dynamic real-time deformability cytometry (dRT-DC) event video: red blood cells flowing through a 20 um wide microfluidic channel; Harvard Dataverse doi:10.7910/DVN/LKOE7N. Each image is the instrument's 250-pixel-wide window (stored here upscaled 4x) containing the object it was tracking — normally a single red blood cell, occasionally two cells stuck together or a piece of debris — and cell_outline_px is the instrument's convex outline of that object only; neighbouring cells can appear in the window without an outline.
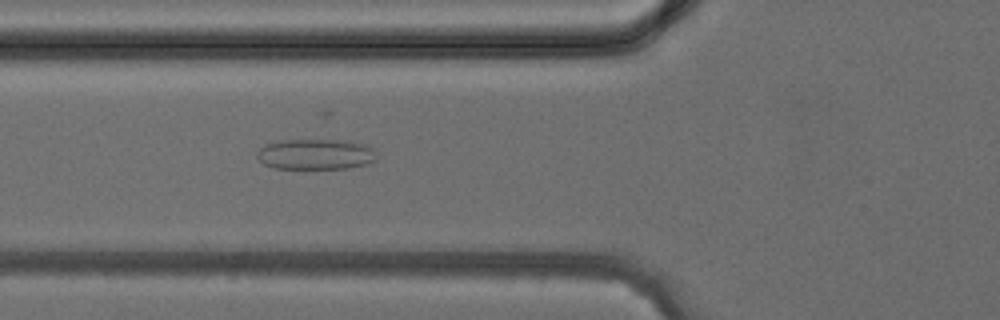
{"species": "common noctule bat (a hibernating species)", "species_latin": "Nyctalus noctula", "temperature_condition": "cold", "stored_images_in_passage": 27, "camera_frame_rate_fps": 3000, "um_per_image_px": 0.085, "animal": {"sex": "female", "body_mass_g": 24.6, "forearm_length_mm": 56.2}, "frame": {"image": 1, "passage_image": 8, "time_ms": 2.333, "image_size_px": [1000, 320], "cell_outline_px": [[376, 160], [368, 164], [348, 168], [272, 168], [264, 164], [256, 156], [256, 152], [264, 144], [280, 140], [344, 140], [364, 144], [372, 148]], "centroid_in_image_um": [26.79, 13.11], "position_along_channel_um": 99.0, "area_um2": 21.33}}
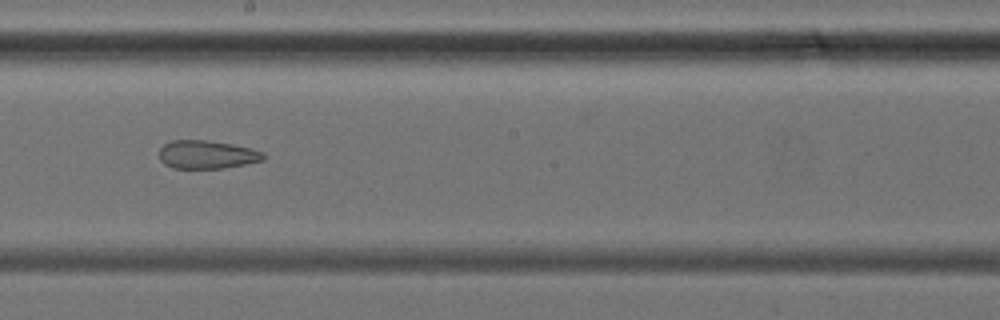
{"frame": {"image": 2, "passage_image": 16, "time_ms": 5.0, "image_size_px": [1000, 320], "cell_outline_px": [[268, 156], [264, 160], [224, 168], [172, 168], [164, 164], [160, 160], [160, 148], [164, 144], [172, 140], [204, 140], [232, 144], [252, 148], [264, 152]], "centroid_in_image_um": [17.62, 13.14], "position_along_channel_um": 230.6, "area_um2": 17.28}}
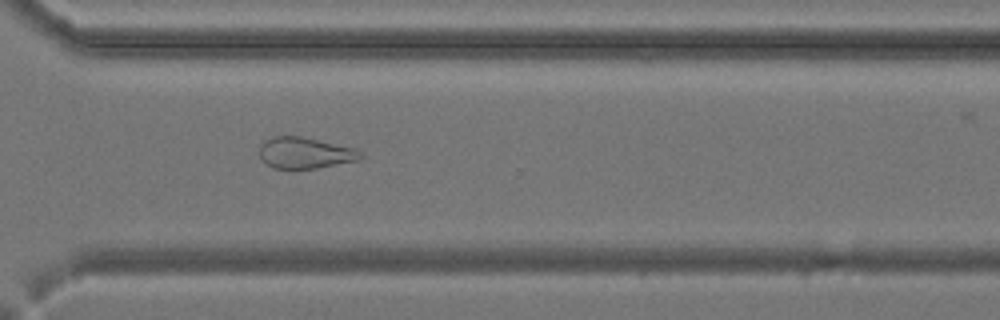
{"frame": {"image": 3, "passage_image": 23, "time_ms": 7.333, "image_size_px": [1000, 320], "cell_outline_px": [[364, 156], [360, 160], [316, 168], [272, 168], [264, 164], [260, 156], [260, 144], [264, 140], [272, 136], [300, 136], [356, 148]], "centroid_in_image_um": [25.91, 12.99], "position_along_channel_um": 344.7, "area_um2": 18.5}}